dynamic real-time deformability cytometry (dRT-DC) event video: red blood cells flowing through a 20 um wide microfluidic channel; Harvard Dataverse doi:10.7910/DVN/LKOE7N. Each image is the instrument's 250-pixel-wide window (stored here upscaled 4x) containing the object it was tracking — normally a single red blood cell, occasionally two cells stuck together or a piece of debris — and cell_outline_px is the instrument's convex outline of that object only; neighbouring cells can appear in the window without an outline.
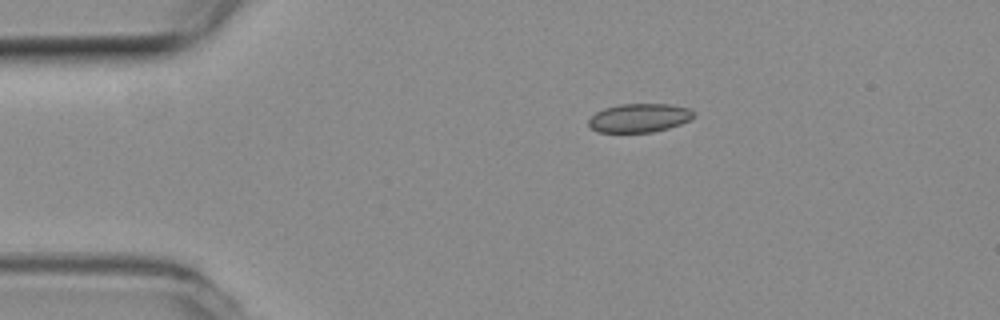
{"species": "common noctule bat (a hibernating species)", "species_latin": "Nyctalus noctula", "temperature_condition": "room temperature", "stored_images_in_passage": 5, "camera_frame_rate_fps": 3000, "um_per_image_px": 0.085, "animal": {"sex": "female", "body_mass_g": 19.3, "forearm_length_mm": 54.1}, "frame": {"image": 1, "passage_image": 1, "time_ms": 0.0, "image_size_px": [1000, 320], "cell_outline_px": [[692, 116], [688, 120], [680, 124], [668, 128], [652, 132], [600, 132], [592, 128], [588, 124], [588, 120], [596, 112], [604, 108], [620, 104], [668, 104], [688, 108], [692, 112]], "centroid_in_image_um": [54.3, 10.02], "position_along_channel_um": 30.7, "area_um2": 17.28}}
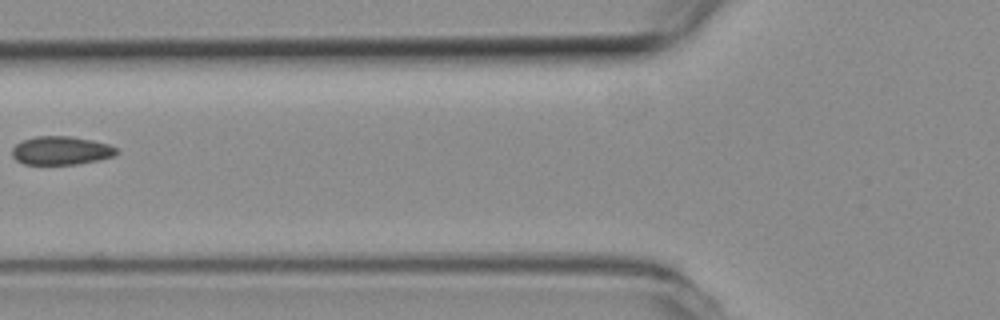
{"frame": {"image": 2, "passage_image": 4, "time_ms": 1.0, "image_size_px": [1000, 320], "cell_outline_px": [[116, 152], [112, 156], [96, 160], [76, 164], [24, 164], [16, 160], [12, 156], [12, 148], [20, 140], [36, 136], [72, 136], [92, 140], [108, 144], [116, 148]], "centroid_in_image_um": [5.12, 12.78], "position_along_channel_um": 120.7, "area_um2": 17.22}}
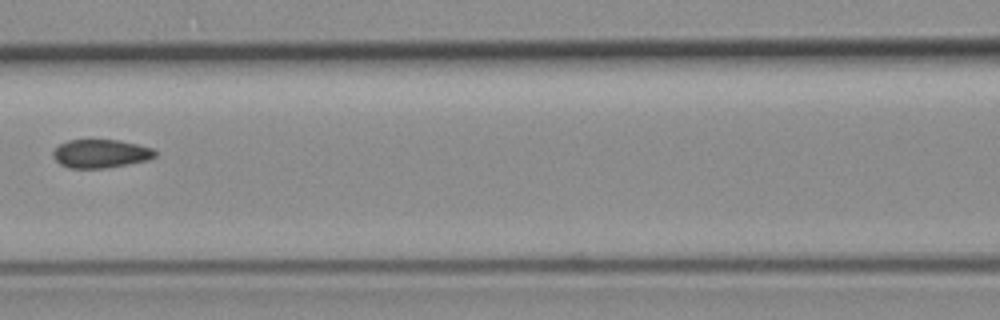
{"frame": {"image": 3, "passage_image": 5, "time_ms": 1.333, "image_size_px": [1000, 320], "cell_outline_px": [[156, 156], [148, 160], [128, 164], [104, 168], [68, 168], [60, 164], [52, 156], [52, 152], [60, 144], [68, 140], [120, 140], [152, 148], [156, 152]], "centroid_in_image_um": [8.55, 13.06], "position_along_channel_um": 158.1, "area_um2": 16.88}}